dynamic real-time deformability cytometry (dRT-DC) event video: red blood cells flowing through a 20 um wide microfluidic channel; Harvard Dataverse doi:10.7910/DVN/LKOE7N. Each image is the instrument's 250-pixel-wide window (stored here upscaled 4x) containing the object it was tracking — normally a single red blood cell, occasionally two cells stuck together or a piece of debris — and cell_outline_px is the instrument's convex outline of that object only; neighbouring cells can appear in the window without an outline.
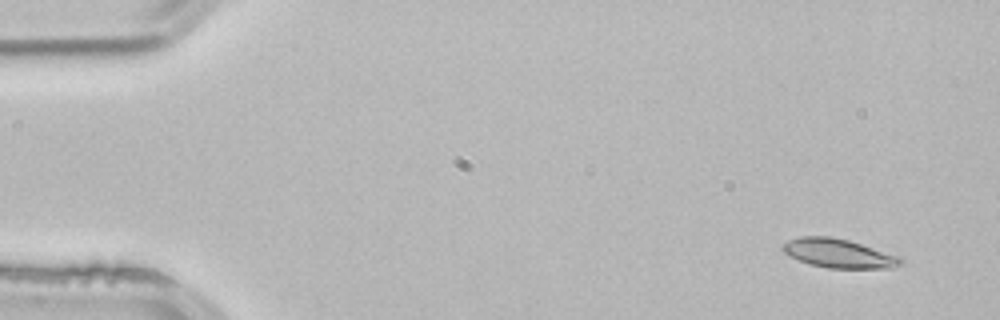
{"species": "common noctule bat (a hibernating species)", "species_latin": "Nyctalus noctula", "temperature_condition": "room temperature", "stored_images_in_passage": 4, "segment_of_instrument_passage": [2, 2], "camera_frame_rate_fps": 3000, "um_per_image_px": 0.085, "animal": {"sex": "male", "body_mass_g": 21.5, "forearm_length_mm": 52.0}, "frame": {"image": 1, "passage_image": 4, "time_ms": 1.0, "image_size_px": [1000, 320], "cell_outline_px": [[904, 264], [892, 268], [828, 268], [812, 264], [800, 260], [784, 252], [780, 248], [788, 240], [800, 236], [828, 236], [848, 240], [900, 256], [904, 260]], "centroid_in_image_um": [71.33, 21.53], "position_along_channel_um": 13.7, "area_um2": 19.77}}